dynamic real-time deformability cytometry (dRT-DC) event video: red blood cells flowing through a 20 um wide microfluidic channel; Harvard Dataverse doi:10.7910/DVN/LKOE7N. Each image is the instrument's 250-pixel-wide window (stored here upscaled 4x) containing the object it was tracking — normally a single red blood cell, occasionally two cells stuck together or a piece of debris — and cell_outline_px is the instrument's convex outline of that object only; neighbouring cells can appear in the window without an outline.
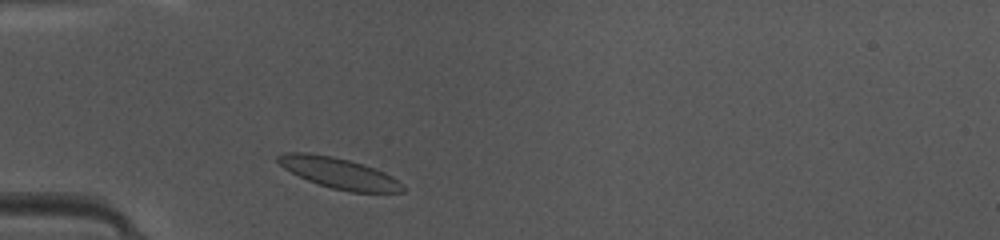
{"species": "common noctule bat (a hibernating species)", "species_latin": "Nyctalus noctula", "temperature_condition": "warm", "stored_images_in_passage": 36, "camera_frame_rate_fps": 3000, "um_per_image_px": 0.085, "animal": {"sex": "female", "body_mass_g": 10.0, "forearm_length_mm": 53.1}, "frame": {"image": 1, "passage_image": 3, "time_ms": 0.667, "image_size_px": [1000, 240], "cell_outline_px": [[404, 192], [352, 192], [332, 188], [308, 180], [284, 168], [276, 160], [276, 156], [284, 152], [308, 152], [332, 156], [364, 164], [384, 172], [392, 176], [404, 184]], "centroid_in_image_um": [28.82, 14.7], "position_along_channel_um": 56.2, "area_um2": 22.25}}
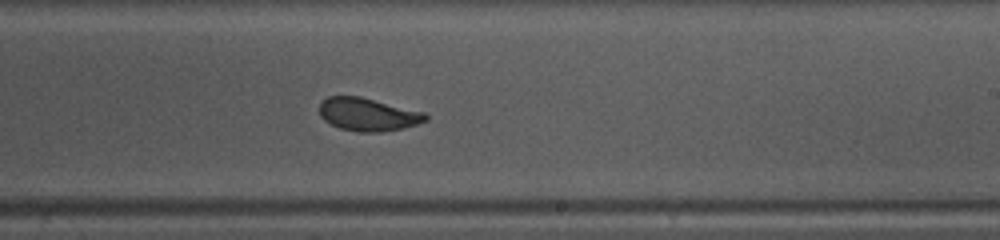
{"frame": {"image": 2, "passage_image": 18, "time_ms": 5.667, "image_size_px": [1000, 240], "cell_outline_px": [[428, 120], [404, 128], [380, 132], [356, 132], [340, 128], [324, 120], [320, 116], [320, 100], [328, 96], [360, 96], [424, 112], [428, 116]], "centroid_in_image_um": [31.26, 9.72], "position_along_channel_um": 257.7, "area_um2": 20.46}}
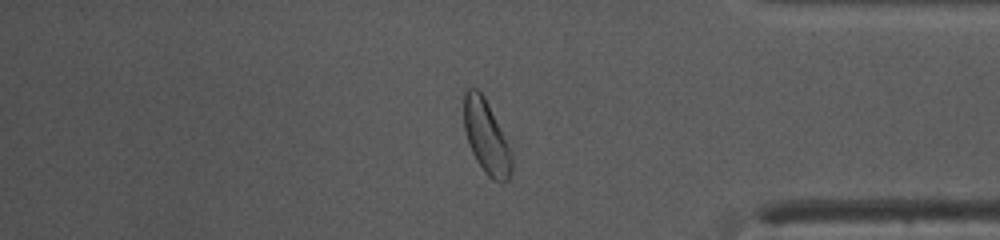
{"frame": {"image": 3, "passage_image": 29, "time_ms": 9.333, "image_size_px": [1000, 240], "cell_outline_px": [[512, 172], [508, 180], [492, 180], [488, 176], [476, 160], [468, 144], [464, 128], [464, 92], [468, 88], [476, 88], [484, 96], [512, 152]], "centroid_in_image_um": [41.33, 11.64], "position_along_channel_um": 393.9, "area_um2": 20.23}, "authors_computed_cell_mechanics": {"area_um2": 21.1548, "velocity_mm_per_s": 4.1787, "shape_relaxation_time_tau1_ms": 2.6469, "shape_relaxation_time_tau2_ms": 0.9386, "deformation_change_tau1": 0.1165, "deformation_change_tau2": 0.0633}}